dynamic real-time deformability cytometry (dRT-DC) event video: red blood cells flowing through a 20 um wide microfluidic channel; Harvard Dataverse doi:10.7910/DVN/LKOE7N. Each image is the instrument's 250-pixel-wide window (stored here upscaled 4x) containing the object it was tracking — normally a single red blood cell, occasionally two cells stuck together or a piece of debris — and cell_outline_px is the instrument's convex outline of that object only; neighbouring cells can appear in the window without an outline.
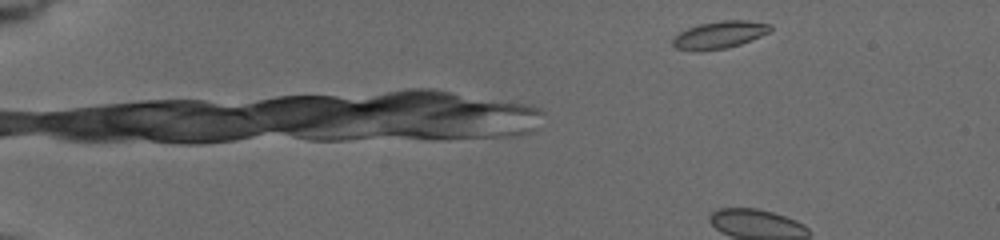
{"species": "common noctule bat (a hibernating species)", "species_latin": "Nyctalus noctula", "temperature_condition": "cold", "stored_images_in_passage": 5, "camera_frame_rate_fps": 3000, "um_per_image_px": 0.085, "animal": {"sex": "female", "body_mass_g": 19.5, "forearm_length_mm": 54.1}, "frame": {"image": 1, "passage_image": 1, "time_ms": 0.0, "image_size_px": [1000, 240], "cell_outline_px": [[772, 28], [768, 32], [760, 36], [740, 44], [728, 48], [700, 52], [696, 52], [676, 48], [672, 44], [672, 40], [680, 32], [688, 28], [700, 24], [724, 20], [748, 20], [772, 24]], "centroid_in_image_um": [61.15, 2.97], "position_along_channel_um": 23.8, "area_um2": 15.61}}